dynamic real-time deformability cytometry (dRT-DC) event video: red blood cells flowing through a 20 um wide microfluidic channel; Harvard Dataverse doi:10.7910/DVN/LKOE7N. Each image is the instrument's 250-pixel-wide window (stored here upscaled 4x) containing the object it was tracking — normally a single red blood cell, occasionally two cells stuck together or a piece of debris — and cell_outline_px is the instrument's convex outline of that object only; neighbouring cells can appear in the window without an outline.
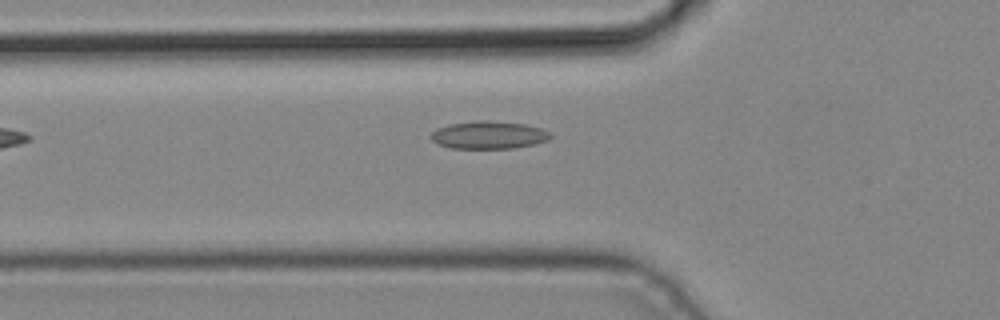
{"species": "common noctule bat (a hibernating species)", "species_latin": "Nyctalus noctula", "temperature_condition": "cold", "stored_images_in_passage": 5, "camera_frame_rate_fps": 3000, "um_per_image_px": 0.085, "animal": {"sex": "male", "body_mass_g": 19.2, "forearm_length_mm": 51.8}, "frame": {"image": 1, "passage_image": 5, "time_ms": 1.333, "image_size_px": [1000, 320], "cell_outline_px": [[552, 136], [548, 140], [536, 144], [512, 148], [452, 148], [440, 144], [432, 140], [428, 136], [436, 128], [448, 124], [480, 120], [488, 120], [524, 124], [540, 128], [552, 132]], "centroid_in_image_um": [41.55, 11.47], "position_along_channel_um": 84.3, "area_um2": 19.36}}